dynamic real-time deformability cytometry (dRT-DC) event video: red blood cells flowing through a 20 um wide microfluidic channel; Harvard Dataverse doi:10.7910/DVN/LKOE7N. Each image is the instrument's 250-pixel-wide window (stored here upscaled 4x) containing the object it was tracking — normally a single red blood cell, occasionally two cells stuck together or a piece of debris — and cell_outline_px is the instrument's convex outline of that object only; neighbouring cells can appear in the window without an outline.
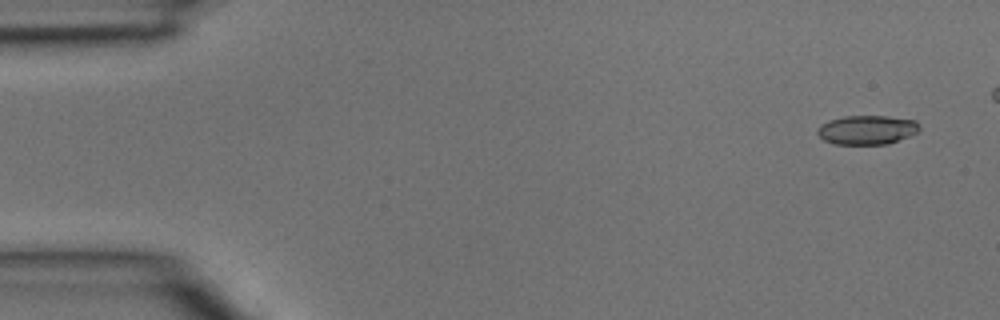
{"species": "common noctule bat (a hibernating species)", "species_latin": "Nyctalus noctula", "temperature_condition": "room temperature", "stored_images_in_passage": 4, "camera_frame_rate_fps": 3000, "um_per_image_px": 0.085, "animal": {"sex": "male", "body_mass_g": 15.6}, "frame": {"image": 1, "passage_image": 1, "time_ms": 0.0, "image_size_px": [1000, 320], "cell_outline_px": [[920, 128], [916, 132], [908, 136], [888, 144], [836, 144], [824, 140], [816, 132], [816, 128], [820, 124], [828, 120], [844, 116], [888, 116], [916, 120], [920, 124]], "centroid_in_image_um": [73.67, 11.03], "position_along_channel_um": 11.3, "area_um2": 17.4}}